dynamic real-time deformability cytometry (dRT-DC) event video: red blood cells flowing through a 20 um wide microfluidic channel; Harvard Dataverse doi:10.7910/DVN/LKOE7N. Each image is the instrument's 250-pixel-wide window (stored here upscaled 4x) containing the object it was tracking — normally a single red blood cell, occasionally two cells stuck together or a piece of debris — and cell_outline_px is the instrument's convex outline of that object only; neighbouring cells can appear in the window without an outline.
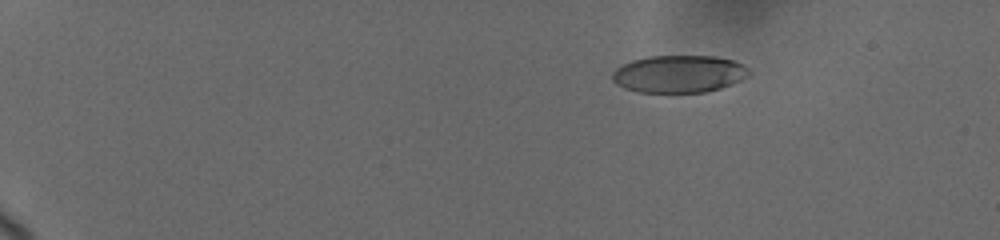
{"species": "human", "species_latin": "Homo sapiens", "temperature_condition": "cold", "stored_images_in_passage": 7, "camera_frame_rate_fps": 3000, "um_per_image_px": 0.085, "donor": {"sex": "female"}, "frame": {"image": 1, "passage_image": 3, "time_ms": 2.333, "image_size_px": [1000, 240], "cell_outline_px": [[752, 72], [748, 76], [732, 84], [708, 92], [636, 92], [624, 88], [616, 84], [612, 80], [612, 72], [616, 68], [632, 60], [648, 56], [716, 56], [732, 60], [744, 64]], "centroid_in_image_um": [57.72, 6.28], "position_along_channel_um": 27.3, "area_um2": 30.0}}
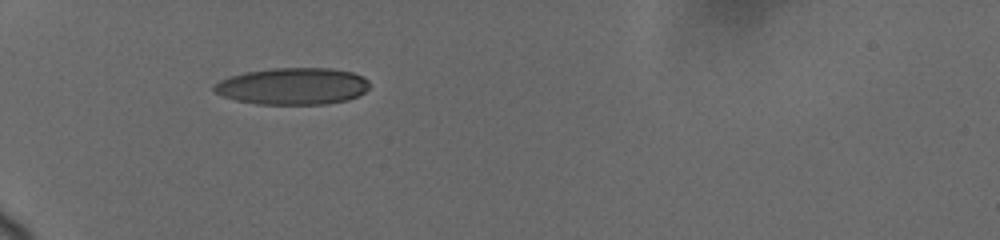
{"frame": {"image": 2, "passage_image": 6, "time_ms": 6.0, "image_size_px": [1000, 240], "cell_outline_px": [[368, 88], [360, 96], [348, 100], [328, 104], [256, 104], [236, 100], [224, 96], [216, 92], [212, 88], [212, 84], [220, 80], [244, 72], [272, 68], [332, 68], [352, 72], [364, 76], [368, 80]], "centroid_in_image_um": [24.91, 7.32], "position_along_channel_um": 60.1, "area_um2": 33.58}}
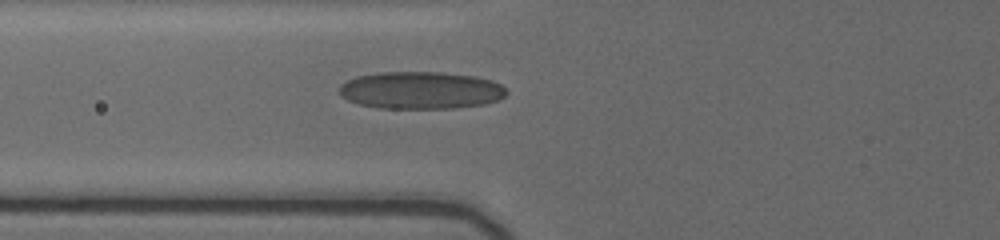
{"frame": {"image": 3, "passage_image": 7, "time_ms": 7.333, "image_size_px": [1000, 240], "cell_outline_px": [[508, 92], [504, 96], [496, 100], [484, 104], [456, 108], [376, 108], [360, 104], [348, 100], [340, 96], [340, 84], [356, 76], [380, 72], [440, 72], [472, 76], [492, 80], [500, 84]], "centroid_in_image_um": [35.74, 7.67], "position_along_channel_um": 90.1, "area_um2": 36.36}}